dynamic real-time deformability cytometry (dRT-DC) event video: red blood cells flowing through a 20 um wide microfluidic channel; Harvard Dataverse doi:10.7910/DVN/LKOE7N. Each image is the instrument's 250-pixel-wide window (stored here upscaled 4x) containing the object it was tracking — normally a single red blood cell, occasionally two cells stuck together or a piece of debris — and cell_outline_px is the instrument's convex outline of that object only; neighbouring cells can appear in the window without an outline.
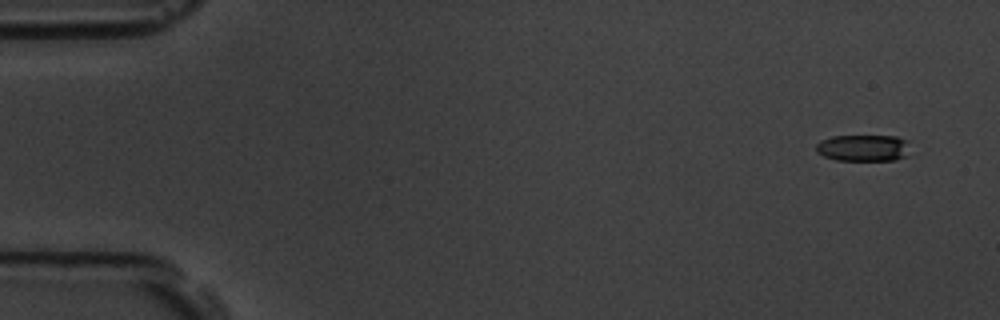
{"species": "common noctule bat (a hibernating species)", "species_latin": "Nyctalus noctula", "temperature_condition": "room temperature", "stored_images_in_passage": 6, "segment_of_instrument_passage": [1, 2], "camera_frame_rate_fps": 3000, "um_per_image_px": 0.085, "animal": {"sex": "male", "body_mass_g": 19.5, "forearm_length_mm": 54.6}, "frame": {"image": 1, "passage_image": 1, "time_ms": 0.0, "image_size_px": [1000, 320], "cell_outline_px": [[908, 156], [896, 160], [836, 160], [824, 156], [816, 152], [816, 144], [820, 140], [832, 136], [896, 136], [908, 140]], "centroid_in_image_um": [73.39, 12.57], "position_along_channel_um": 11.6, "area_um2": 14.74}}
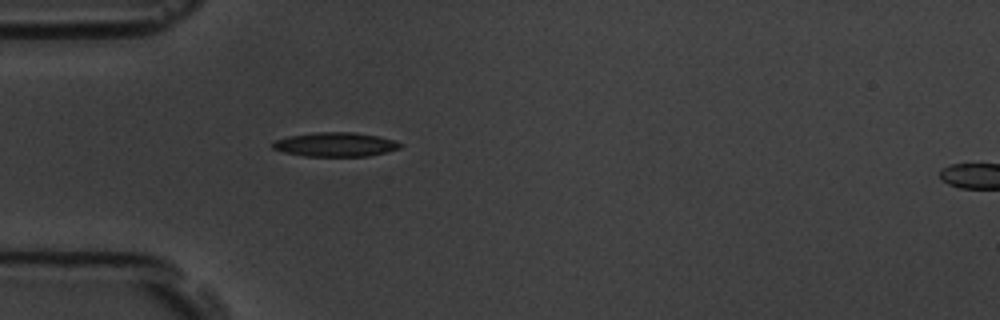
{"frame": {"image": 2, "passage_image": 5, "time_ms": 1.333, "image_size_px": [1000, 320], "cell_outline_px": [[404, 144], [400, 148], [368, 156], [304, 156], [284, 152], [272, 148], [272, 144], [276, 140], [288, 136], [312, 132], [356, 132], [380, 136]], "centroid_in_image_um": [28.5, 12.27], "position_along_channel_um": 56.5, "area_um2": 17.98}}